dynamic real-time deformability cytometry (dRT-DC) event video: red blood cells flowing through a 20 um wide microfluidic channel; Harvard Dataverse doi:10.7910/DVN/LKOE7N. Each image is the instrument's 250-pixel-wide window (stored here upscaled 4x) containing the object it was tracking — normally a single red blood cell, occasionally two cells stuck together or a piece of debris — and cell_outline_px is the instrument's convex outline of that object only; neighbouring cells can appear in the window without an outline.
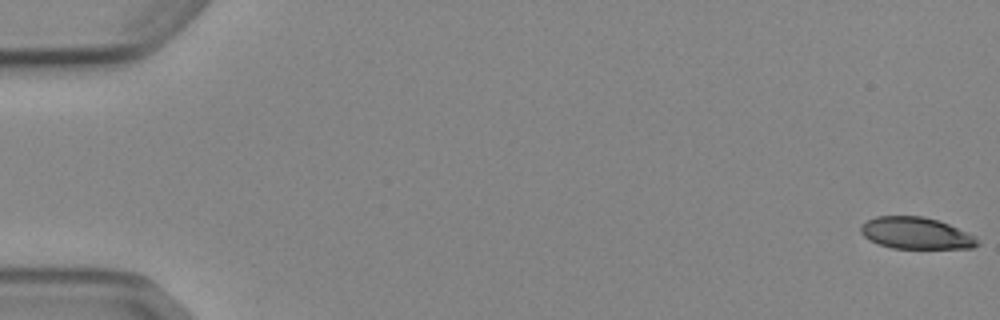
{"species": "Egyptian fruit bat (a non-hibernating species)", "species_latin": "Rousettus aegyptiacus", "temperature_condition": "cold", "stored_images_in_passage": 6, "camera_frame_rate_fps": 3000, "um_per_image_px": 0.085, "animal": {"sex": "female"}, "frame": {"image": 1, "passage_image": 1, "time_ms": 0.0, "image_size_px": [1000, 320], "cell_outline_px": [[980, 244], [972, 248], [892, 248], [868, 240], [860, 232], [860, 228], [868, 220], [876, 216], [920, 216], [936, 220], [948, 224], [976, 236]], "centroid_in_image_um": [77.87, 19.83], "position_along_channel_um": 7.1, "area_um2": 21.39}}
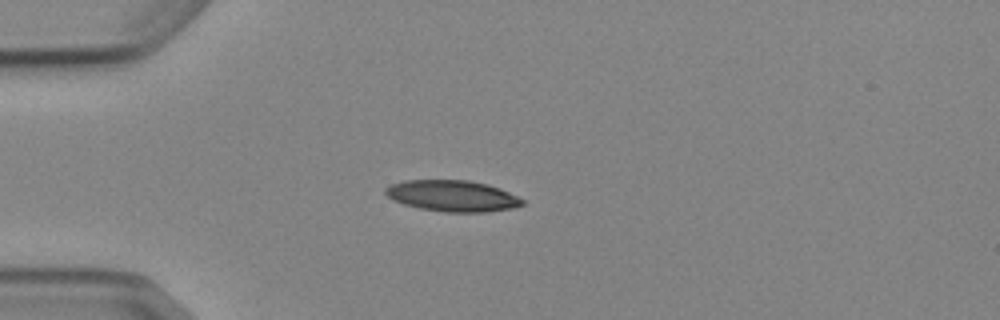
{"frame": {"image": 2, "passage_image": 5, "time_ms": 4.667, "image_size_px": [1000, 320], "cell_outline_px": [[524, 204], [512, 208], [488, 212], [444, 212], [420, 208], [404, 204], [392, 200], [384, 192], [384, 188], [392, 184], [404, 180], [468, 180], [488, 184], [500, 188], [524, 200]], "centroid_in_image_um": [38.44, 16.65], "position_along_channel_um": 46.6, "area_um2": 24.91}}
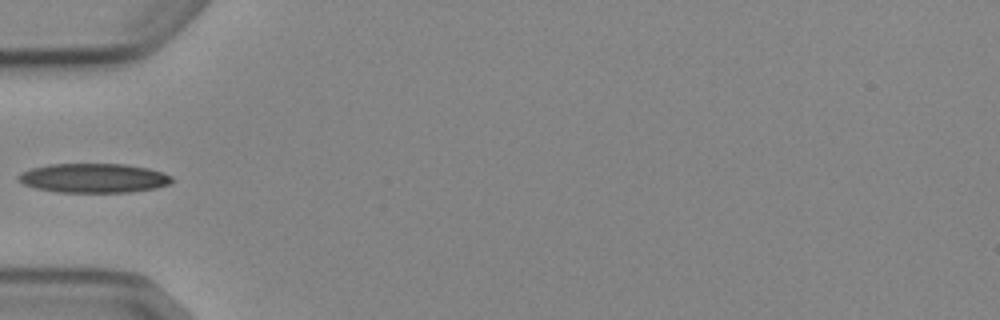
{"frame": {"image": 3, "passage_image": 6, "time_ms": 6.0, "image_size_px": [1000, 320], "cell_outline_px": [[172, 180], [168, 184], [156, 188], [128, 192], [56, 192], [36, 188], [24, 184], [16, 180], [16, 176], [20, 172], [32, 168], [48, 164], [124, 164], [148, 168], [172, 176]], "centroid_in_image_um": [7.9, 15.13], "position_along_channel_um": 77.1, "area_um2": 26.18}}